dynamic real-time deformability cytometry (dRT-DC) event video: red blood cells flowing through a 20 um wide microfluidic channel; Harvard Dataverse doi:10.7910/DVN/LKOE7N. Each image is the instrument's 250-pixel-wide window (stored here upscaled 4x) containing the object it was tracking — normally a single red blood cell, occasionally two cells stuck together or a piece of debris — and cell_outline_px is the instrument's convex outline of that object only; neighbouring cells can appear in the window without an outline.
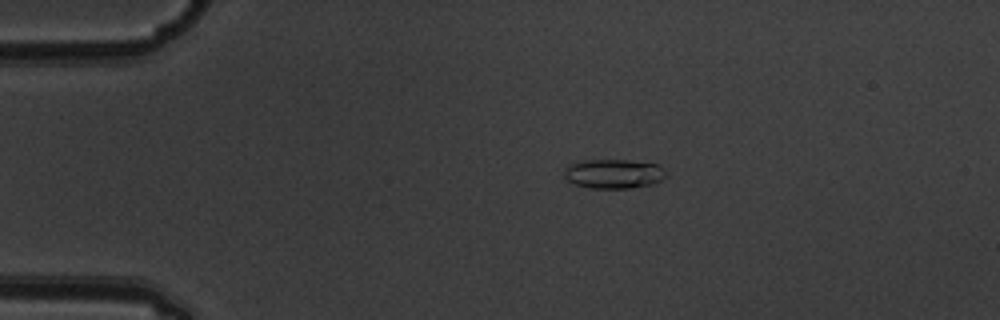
{"species": "common noctule bat (a hibernating species)", "species_latin": "Nyctalus noctula", "temperature_condition": "warm", "stored_images_in_passage": 3, "camera_frame_rate_fps": 3000, "um_per_image_px": 0.085, "animal": {"sex": "male", "body_mass_g": 19.5, "forearm_length_mm": 54.6}, "frame": {"image": 1, "passage_image": 1, "time_ms": 0.0, "image_size_px": [1000, 320], "cell_outline_px": [[668, 176], [652, 184], [628, 188], [592, 188], [576, 184], [568, 180], [564, 176], [564, 168], [568, 164], [584, 160], [624, 160], [656, 164], [664, 168], [668, 172]], "centroid_in_image_um": [52.17, 14.76], "position_along_channel_um": 32.8, "area_um2": 17.4}}